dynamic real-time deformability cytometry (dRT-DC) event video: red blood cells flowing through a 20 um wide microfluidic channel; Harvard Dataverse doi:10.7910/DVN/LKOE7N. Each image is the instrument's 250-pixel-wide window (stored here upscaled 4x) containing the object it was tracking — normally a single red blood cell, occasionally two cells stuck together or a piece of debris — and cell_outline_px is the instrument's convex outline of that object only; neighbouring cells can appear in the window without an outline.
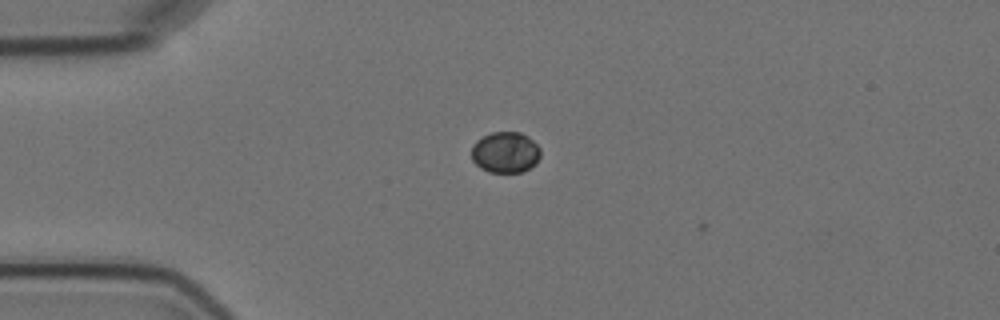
{"species": "Egyptian fruit bat (a non-hibernating species)", "species_latin": "Rousettus aegyptiacus", "temperature_condition": "cold", "stored_images_in_passage": 5, "camera_frame_rate_fps": 3000, "um_per_image_px": 0.085, "animal": {"sex": "female"}, "frame": {"image": 1, "passage_image": 3, "time_ms": 3.0, "image_size_px": [1000, 320], "cell_outline_px": [[540, 156], [536, 164], [524, 172], [488, 172], [480, 168], [472, 160], [472, 144], [476, 140], [492, 132], [520, 132], [528, 136], [540, 148]], "centroid_in_image_um": [42.96, 12.95], "position_along_channel_um": 42.0, "area_um2": 16.65}}